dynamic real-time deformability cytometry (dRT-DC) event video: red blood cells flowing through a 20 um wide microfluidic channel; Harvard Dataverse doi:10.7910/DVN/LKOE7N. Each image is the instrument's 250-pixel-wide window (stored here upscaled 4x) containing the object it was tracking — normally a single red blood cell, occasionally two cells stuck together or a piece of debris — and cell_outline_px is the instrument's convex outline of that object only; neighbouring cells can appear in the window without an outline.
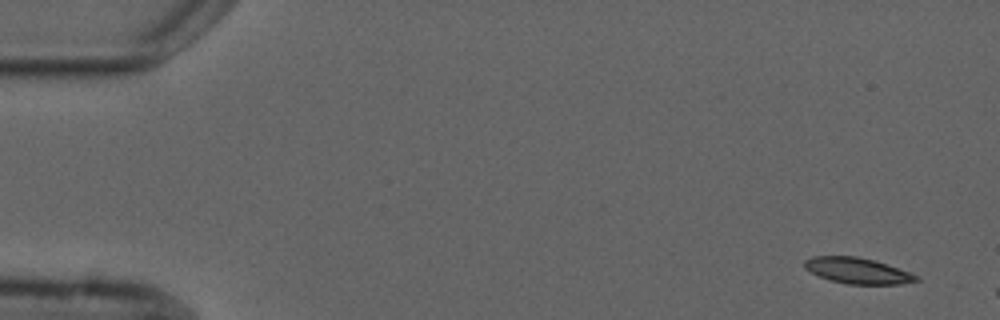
{"species": "common noctule bat (a hibernating species)", "species_latin": "Nyctalus noctula", "temperature_condition": "cold", "stored_images_in_passage": 3, "camera_frame_rate_fps": 3000, "um_per_image_px": 0.085, "animal": {"sex": "male", "forearm_length_mm": 52.5}, "frame": {"image": 1, "passage_image": 1, "time_ms": 0.0, "image_size_px": [1000, 320], "cell_outline_px": [[920, 280], [900, 284], [848, 284], [832, 280], [820, 276], [804, 268], [804, 260], [812, 256], [856, 256], [872, 260], [920, 276]], "centroid_in_image_um": [72.87, 23.01], "position_along_channel_um": 12.1, "area_um2": 16.53}}